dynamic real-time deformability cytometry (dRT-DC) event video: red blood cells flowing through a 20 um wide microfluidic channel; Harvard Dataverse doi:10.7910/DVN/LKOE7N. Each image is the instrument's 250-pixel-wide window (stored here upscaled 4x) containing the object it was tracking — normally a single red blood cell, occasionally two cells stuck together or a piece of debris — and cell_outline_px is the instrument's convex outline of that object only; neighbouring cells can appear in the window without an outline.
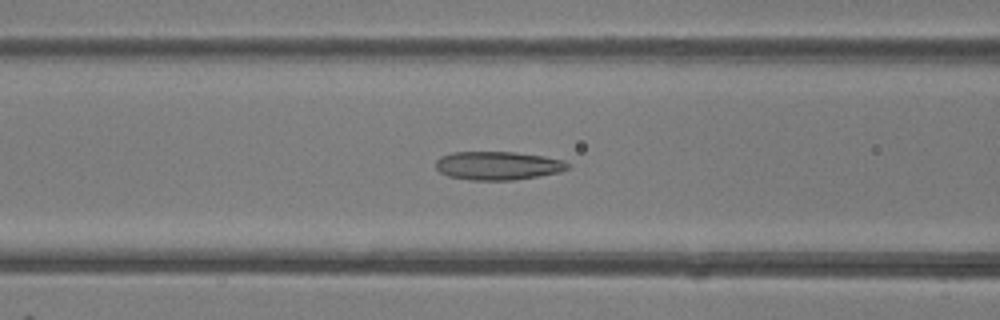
{"species": "common noctule bat (a hibernating species)", "species_latin": "Nyctalus noctula", "temperature_condition": "room temperature", "stored_images_in_passage": 36, "camera_frame_rate_fps": 3000, "um_per_image_px": 0.085, "animal": {"sex": "female"}, "frame": {"image": 1, "passage_image": 7, "time_ms": 2.0, "image_size_px": [1000, 320], "cell_outline_px": [[568, 168], [560, 172], [540, 176], [516, 180], [472, 180], [448, 176], [440, 172], [436, 168], [436, 160], [440, 156], [452, 152], [512, 152], [544, 156], [564, 160], [568, 164]], "centroid_in_image_um": [42.31, 14.08], "position_along_channel_um": 124.3, "area_um2": 21.96}}
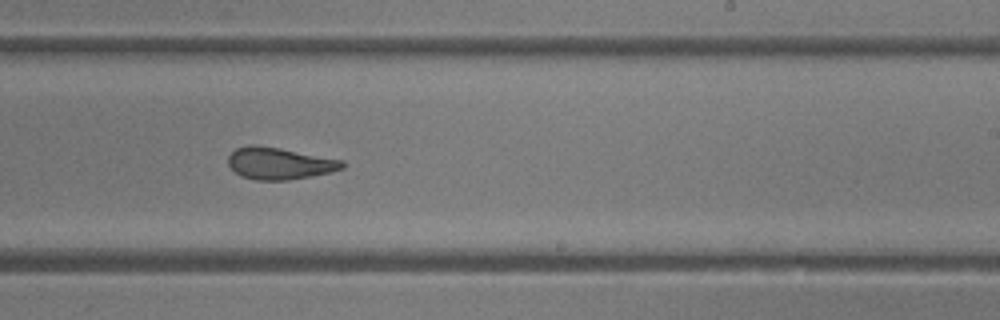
{"frame": {"image": 2, "passage_image": 17, "time_ms": 5.333, "image_size_px": [1000, 320], "cell_outline_px": [[344, 168], [332, 172], [312, 176], [288, 180], [256, 180], [240, 176], [228, 164], [228, 156], [236, 148], [252, 144], [280, 148], [344, 160]], "centroid_in_image_um": [23.77, 13.89], "position_along_channel_um": 265.2, "area_um2": 21.27}}
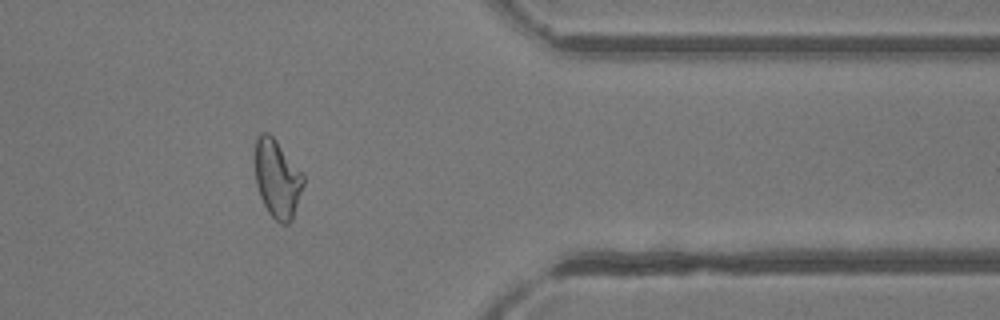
{"frame": {"image": 3, "passage_image": 27, "time_ms": 8.667, "image_size_px": [1000, 320], "cell_outline_px": [[304, 184], [292, 220], [288, 224], [280, 224], [268, 212], [260, 196], [256, 184], [256, 136], [260, 132], [268, 132], [276, 140], [304, 176]], "centroid_in_image_um": [23.57, 15.21], "position_along_channel_um": 387.8, "area_um2": 21.73}, "authors_computed_cell_mechanics": {"area_um2": 21.9062, "velocity_mm_per_s": 4.2336, "shape_relaxation_time_tau1_ms": 7.0816, "shape_relaxation_time_tau2_ms": 1.8075, "deformation_change_tau1": 0.1989, "deformation_change_tau2": 0.0959}}